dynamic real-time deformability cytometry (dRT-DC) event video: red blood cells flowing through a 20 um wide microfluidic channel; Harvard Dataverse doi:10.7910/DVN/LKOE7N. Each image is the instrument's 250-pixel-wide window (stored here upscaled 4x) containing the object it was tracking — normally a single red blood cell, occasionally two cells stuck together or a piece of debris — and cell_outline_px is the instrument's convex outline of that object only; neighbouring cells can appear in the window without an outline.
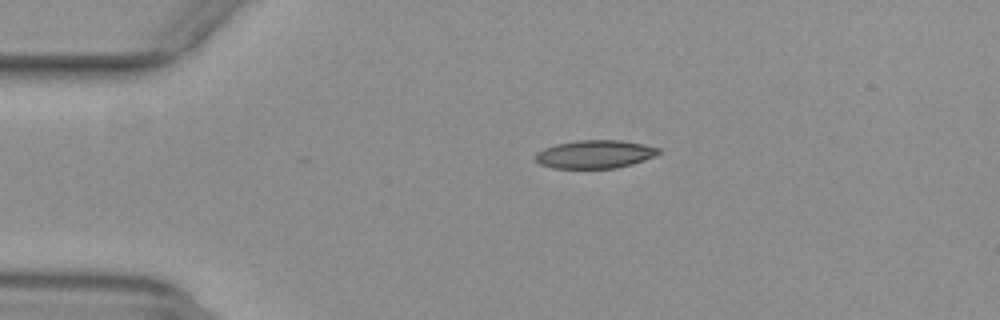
{"species": "common noctule bat (a hibernating species)", "species_latin": "Nyctalus noctula", "temperature_condition": "warm", "stored_images_in_passage": 3, "camera_frame_rate_fps": 3000, "um_per_image_px": 0.085, "animal": {"sex": "female", "body_mass_g": 29.2, "forearm_length_mm": 56.3}, "frame": {"image": 1, "passage_image": 1, "time_ms": 0.0, "image_size_px": [1000, 320], "cell_outline_px": [[660, 152], [656, 156], [632, 164], [616, 168], [552, 168], [540, 164], [532, 156], [536, 152], [544, 148], [556, 144], [576, 140], [620, 140], [644, 144], [660, 148]], "centroid_in_image_um": [50.55, 13.1], "position_along_channel_um": 34.4, "area_um2": 20.4}}